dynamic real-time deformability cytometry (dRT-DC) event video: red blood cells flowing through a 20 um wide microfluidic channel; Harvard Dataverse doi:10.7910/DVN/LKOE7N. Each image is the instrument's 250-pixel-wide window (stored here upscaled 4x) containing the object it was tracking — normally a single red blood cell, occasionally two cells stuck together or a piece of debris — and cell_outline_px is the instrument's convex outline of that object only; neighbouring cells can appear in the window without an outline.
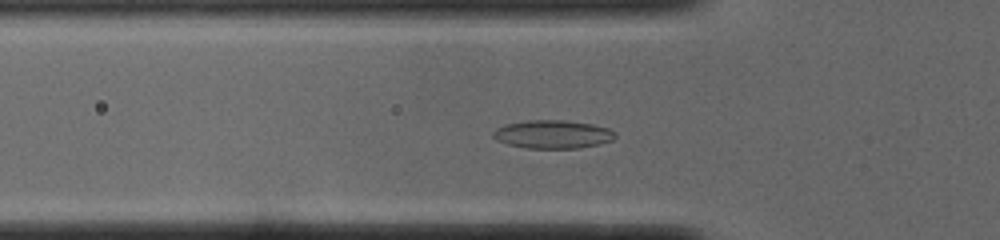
{"species": "common noctule bat (a hibernating species)", "species_latin": "Nyctalus noctula", "temperature_condition": "cold", "stored_images_in_passage": 49, "camera_frame_rate_fps": 3000, "um_per_image_px": 0.085, "animal": {"sex": "male", "body_mass_g": 19.0, "forearm_length_mm": 50.8}, "frame": {"image": 1, "passage_image": 14, "time_ms": 4.333, "image_size_px": [1000, 240], "cell_outline_px": [[616, 136], [612, 140], [580, 148], [524, 148], [508, 144], [496, 140], [492, 136], [492, 132], [496, 128], [504, 124], [528, 120], [564, 120], [592, 124], [608, 128], [616, 132]], "centroid_in_image_um": [46.95, 11.41], "position_along_channel_um": 78.9, "area_um2": 20.17}}
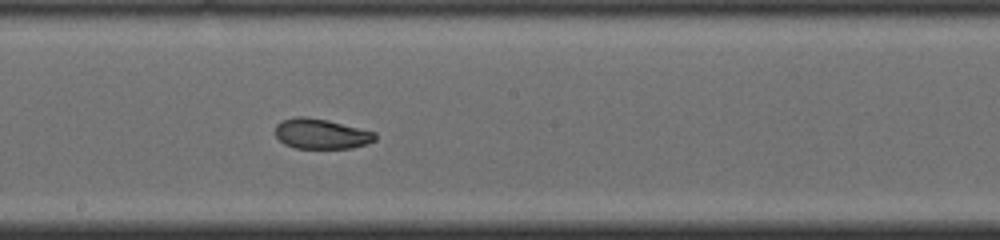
{"frame": {"image": 2, "passage_image": 25, "time_ms": 8.0, "image_size_px": [1000, 240], "cell_outline_px": [[376, 140], [368, 144], [352, 148], [296, 148], [284, 144], [276, 136], [276, 124], [280, 120], [296, 116], [304, 116], [328, 120], [376, 132]], "centroid_in_image_um": [27.31, 11.37], "position_along_channel_um": 220.9, "area_um2": 17.69}}
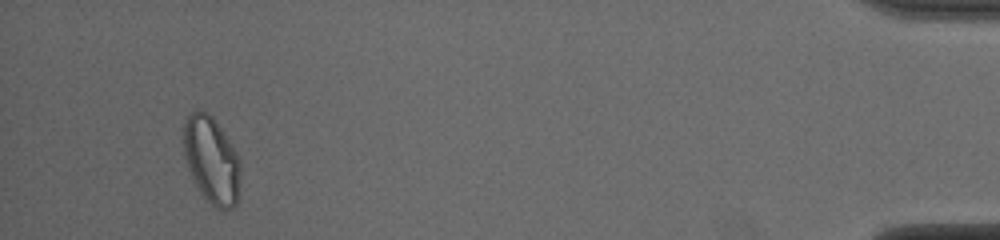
{"frame": {"image": 3, "passage_image": 46, "time_ms": 15.0, "image_size_px": [1000, 240], "cell_outline_px": [[240, 176], [236, 204], [232, 208], [216, 208], [200, 192], [188, 168], [184, 156], [184, 124], [188, 116], [192, 112], [208, 112], [212, 116], [232, 144], [240, 160]], "centroid_in_image_um": [17.99, 13.6], "position_along_channel_um": 417.2, "area_um2": 28.32}, "authors_computed_cell_mechanics": {"area_um2": 19.2474, "velocity_mm_per_s": 3.8771, "shape_relaxation_time_tau1_ms": null, "shape_relaxation_time_tau2_ms": 1.7045, "deformation_change_tau1": null, "deformation_change_tau2": 0.062}}